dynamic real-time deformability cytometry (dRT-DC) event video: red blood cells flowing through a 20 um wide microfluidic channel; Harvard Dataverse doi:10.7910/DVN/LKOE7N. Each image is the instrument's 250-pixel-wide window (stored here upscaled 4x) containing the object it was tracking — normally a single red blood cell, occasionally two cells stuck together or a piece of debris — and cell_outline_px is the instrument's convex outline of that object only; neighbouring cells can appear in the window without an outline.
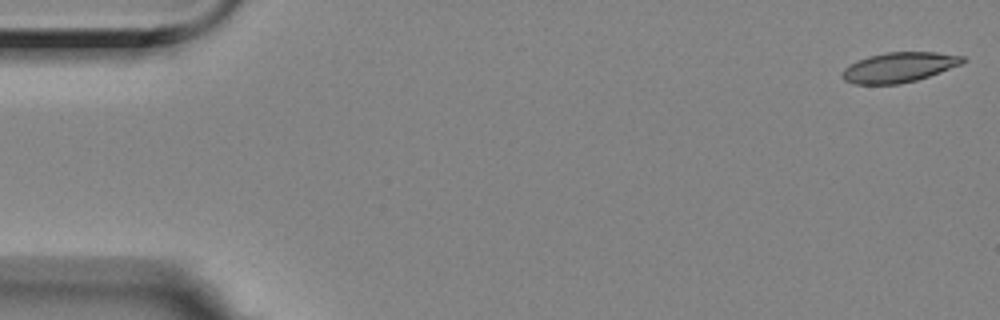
{"species": "Egyptian fruit bat (a non-hibernating species)", "species_latin": "Rousettus aegyptiacus", "temperature_condition": "room temperature", "stored_images_in_passage": 8, "camera_frame_rate_fps": 3000, "um_per_image_px": 0.085, "animal": {"sex": "female"}, "frame": {"image": 1, "passage_image": 1, "time_ms": 0.0, "image_size_px": [1000, 320], "cell_outline_px": [[968, 60], [960, 64], [940, 72], [916, 80], [900, 84], [852, 84], [844, 80], [840, 76], [840, 72], [844, 68], [856, 60], [868, 56], [884, 52], [936, 52], [964, 56]], "centroid_in_image_um": [76.37, 5.72], "position_along_channel_um": 8.6, "area_um2": 21.21}}